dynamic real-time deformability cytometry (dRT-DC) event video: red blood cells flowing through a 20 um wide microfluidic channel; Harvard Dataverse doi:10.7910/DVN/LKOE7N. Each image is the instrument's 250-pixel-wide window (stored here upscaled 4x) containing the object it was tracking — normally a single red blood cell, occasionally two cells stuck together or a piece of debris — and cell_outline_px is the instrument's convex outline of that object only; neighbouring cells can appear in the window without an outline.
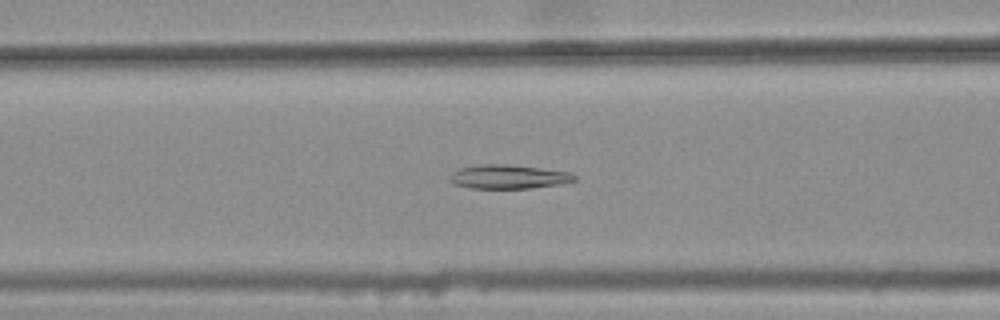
{"species": "common noctule bat (a hibernating species)", "species_latin": "Nyctalus noctula", "temperature_condition": "warm", "stored_images_in_passage": 37, "camera_frame_rate_fps": 3000, "um_per_image_px": 0.085, "animal": {"sex": "female", "body_mass_g": 25.1}, "frame": {"image": 1, "passage_image": 13, "time_ms": 4.0, "image_size_px": [1000, 320], "cell_outline_px": [[576, 180], [564, 184], [532, 188], [472, 188], [456, 184], [448, 180], [448, 176], [452, 172], [460, 168], [476, 164], [508, 164], [572, 172], [576, 176]], "centroid_in_image_um": [43.24, 15.02], "position_along_channel_um": 123.4, "area_um2": 17.63}}
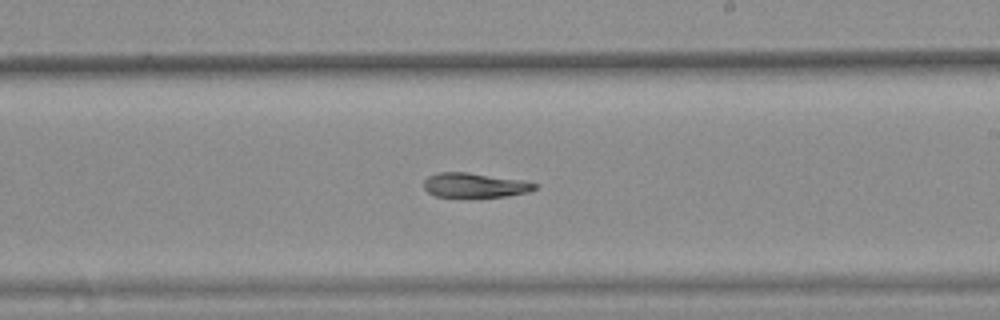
{"frame": {"image": 2, "passage_image": 23, "time_ms": 7.333, "image_size_px": [1000, 320], "cell_outline_px": [[536, 188], [528, 192], [504, 196], [460, 200], [436, 196], [428, 192], [424, 188], [424, 180], [428, 176], [436, 172], [468, 172], [524, 180], [536, 184]], "centroid_in_image_um": [40.29, 15.78], "position_along_channel_um": 248.7, "area_um2": 16.65}}
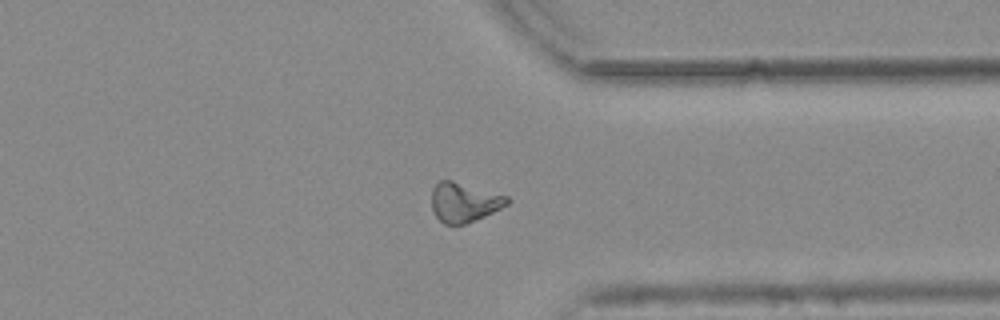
{"frame": {"image": 3, "passage_image": 33, "time_ms": 10.667, "image_size_px": [1000, 320], "cell_outline_px": [[508, 204], [484, 216], [464, 224], [444, 224], [432, 212], [432, 188], [440, 180], [452, 180], [508, 196]], "centroid_in_image_um": [39.41, 17.18], "position_along_channel_um": 372.0, "area_um2": 17.17}}